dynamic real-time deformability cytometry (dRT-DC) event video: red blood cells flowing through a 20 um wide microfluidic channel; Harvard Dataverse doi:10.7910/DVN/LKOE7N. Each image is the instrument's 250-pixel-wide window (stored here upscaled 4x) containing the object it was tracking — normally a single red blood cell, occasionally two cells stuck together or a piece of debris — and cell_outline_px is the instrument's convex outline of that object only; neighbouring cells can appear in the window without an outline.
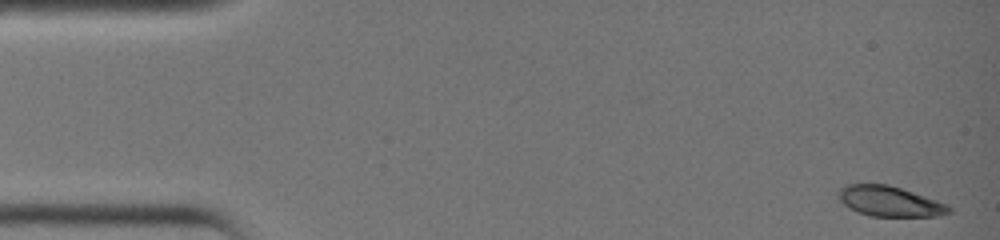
{"species": "common noctule bat (a hibernating species)", "species_latin": "Nyctalus noctula", "temperature_condition": "warm", "stored_images_in_passage": 36, "camera_frame_rate_fps": 3000, "um_per_image_px": 0.085, "animal": {"sex": "female", "body_mass_g": 19.0, "forearm_length_mm": 51.5}, "frame": {"image": 1, "passage_image": 1, "time_ms": 0.0, "image_size_px": [1000, 240], "cell_outline_px": [[952, 212], [940, 216], [868, 216], [848, 208], [840, 200], [836, 192], [840, 188], [848, 184], [888, 184], [948, 204], [952, 208]], "centroid_in_image_um": [75.61, 17.12], "position_along_channel_um": 9.4, "area_um2": 19.54}}
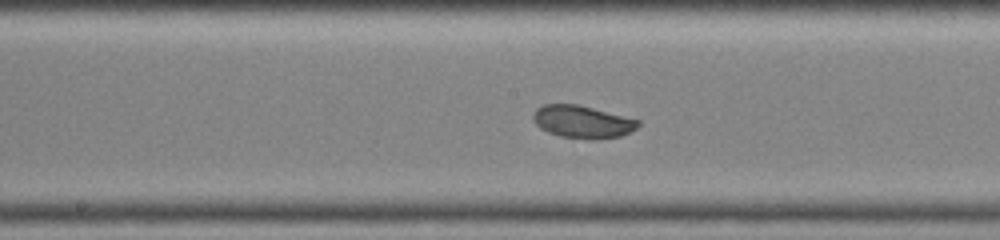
{"frame": {"image": 2, "passage_image": 20, "time_ms": 6.333, "image_size_px": [1000, 240], "cell_outline_px": [[640, 124], [636, 128], [620, 136], [596, 140], [584, 140], [560, 136], [548, 132], [540, 128], [532, 120], [532, 112], [536, 108], [544, 104], [576, 104], [640, 120]], "centroid_in_image_um": [49.46, 10.36], "position_along_channel_um": 198.7, "area_um2": 20.06}}
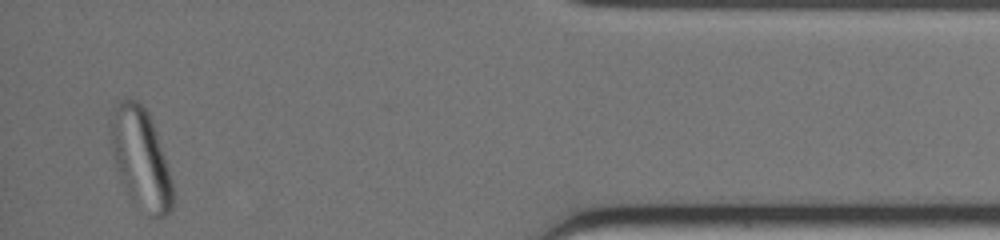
{"frame": {"image": 3, "passage_image": 36, "time_ms": 11.667, "image_size_px": [1000, 240], "cell_outline_px": [[172, 208], [164, 216], [148, 216], [132, 196], [116, 164], [112, 152], [108, 128], [108, 120], [112, 104], [124, 96], [128, 96], [136, 100], [148, 112], [156, 132], [172, 180]], "centroid_in_image_um": [11.91, 13.31], "position_along_channel_um": 423.3, "area_um2": 35.84}}